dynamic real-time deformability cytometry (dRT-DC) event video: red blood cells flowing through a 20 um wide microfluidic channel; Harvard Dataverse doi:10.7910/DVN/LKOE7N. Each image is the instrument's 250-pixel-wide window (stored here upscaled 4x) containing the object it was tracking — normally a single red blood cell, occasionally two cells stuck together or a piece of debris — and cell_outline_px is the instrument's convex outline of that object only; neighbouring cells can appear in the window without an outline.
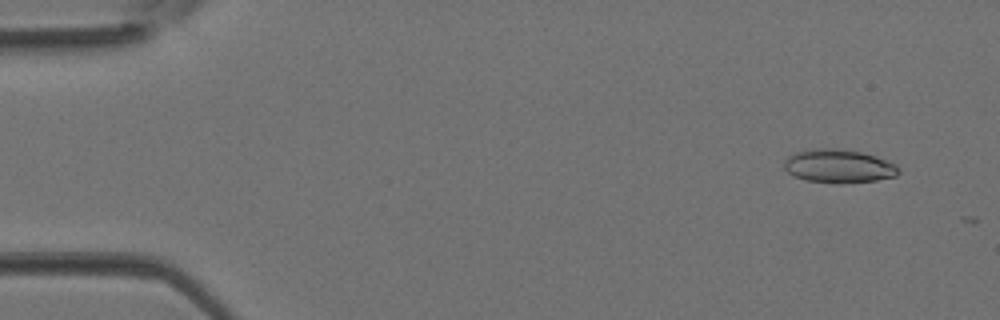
{"species": "Egyptian fruit bat (a non-hibernating species)", "species_latin": "Rousettus aegyptiacus", "temperature_condition": "room temperature", "stored_images_in_passage": 3, "camera_frame_rate_fps": 3000, "um_per_image_px": 0.085, "animal": {"sex": "female"}, "frame": {"image": 1, "passage_image": 1, "time_ms": 0.0, "image_size_px": [1000, 320], "cell_outline_px": [[900, 172], [896, 176], [876, 180], [804, 180], [792, 176], [784, 168], [784, 160], [788, 156], [796, 152], [816, 148], [832, 148], [864, 152], [876, 156], [896, 164], [900, 168]], "centroid_in_image_um": [71.28, 14.06], "position_along_channel_um": 13.7, "area_um2": 21.56}}